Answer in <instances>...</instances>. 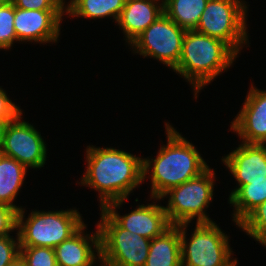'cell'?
Instances as JSON below:
<instances>
[{"label": "cell", "instance_id": "6da1fadb", "mask_svg": "<svg viewBox=\"0 0 266 266\" xmlns=\"http://www.w3.org/2000/svg\"><path fill=\"white\" fill-rule=\"evenodd\" d=\"M87 168L81 179L86 185L98 191L100 206L127 200L128 195L143 182V158L129 152L87 146Z\"/></svg>", "mask_w": 266, "mask_h": 266}, {"label": "cell", "instance_id": "7a4b0ae2", "mask_svg": "<svg viewBox=\"0 0 266 266\" xmlns=\"http://www.w3.org/2000/svg\"><path fill=\"white\" fill-rule=\"evenodd\" d=\"M165 126L167 144L160 147L156 158L143 159V181L151 173V199L161 198L169 189L198 177L209 168L192 143L170 124Z\"/></svg>", "mask_w": 266, "mask_h": 266}, {"label": "cell", "instance_id": "3957f363", "mask_svg": "<svg viewBox=\"0 0 266 266\" xmlns=\"http://www.w3.org/2000/svg\"><path fill=\"white\" fill-rule=\"evenodd\" d=\"M238 54L224 41L186 31L180 60L173 69L183 76L195 90L194 98L208 83L229 68Z\"/></svg>", "mask_w": 266, "mask_h": 266}, {"label": "cell", "instance_id": "277c9868", "mask_svg": "<svg viewBox=\"0 0 266 266\" xmlns=\"http://www.w3.org/2000/svg\"><path fill=\"white\" fill-rule=\"evenodd\" d=\"M77 211L76 209L48 212L35 210L26 219L22 208L17 212L16 226L20 246L55 248L85 224Z\"/></svg>", "mask_w": 266, "mask_h": 266}, {"label": "cell", "instance_id": "5b68a950", "mask_svg": "<svg viewBox=\"0 0 266 266\" xmlns=\"http://www.w3.org/2000/svg\"><path fill=\"white\" fill-rule=\"evenodd\" d=\"M188 225H179L182 266H237V259L231 258L229 237L216 223H196L189 241Z\"/></svg>", "mask_w": 266, "mask_h": 266}, {"label": "cell", "instance_id": "8992f818", "mask_svg": "<svg viewBox=\"0 0 266 266\" xmlns=\"http://www.w3.org/2000/svg\"><path fill=\"white\" fill-rule=\"evenodd\" d=\"M215 172L208 168L201 175L179 186L169 189L162 195L168 198V204L164 210L167 213L171 225L191 223L197 217V223L213 222L205 213L213 199Z\"/></svg>", "mask_w": 266, "mask_h": 266}, {"label": "cell", "instance_id": "52a82bcc", "mask_svg": "<svg viewBox=\"0 0 266 266\" xmlns=\"http://www.w3.org/2000/svg\"><path fill=\"white\" fill-rule=\"evenodd\" d=\"M243 0H209L195 31L227 43L237 54L247 44L246 12Z\"/></svg>", "mask_w": 266, "mask_h": 266}, {"label": "cell", "instance_id": "ba28073f", "mask_svg": "<svg viewBox=\"0 0 266 266\" xmlns=\"http://www.w3.org/2000/svg\"><path fill=\"white\" fill-rule=\"evenodd\" d=\"M100 218V260L112 266H144L151 240L121 228L103 209Z\"/></svg>", "mask_w": 266, "mask_h": 266}, {"label": "cell", "instance_id": "9c48e42d", "mask_svg": "<svg viewBox=\"0 0 266 266\" xmlns=\"http://www.w3.org/2000/svg\"><path fill=\"white\" fill-rule=\"evenodd\" d=\"M186 30L179 27L165 13L144 30L131 44L133 53L157 59L166 66H177Z\"/></svg>", "mask_w": 266, "mask_h": 266}, {"label": "cell", "instance_id": "30bf717a", "mask_svg": "<svg viewBox=\"0 0 266 266\" xmlns=\"http://www.w3.org/2000/svg\"><path fill=\"white\" fill-rule=\"evenodd\" d=\"M22 114L12 120L5 131L0 153L11 157L27 168H41L46 161V144L33 124L22 120Z\"/></svg>", "mask_w": 266, "mask_h": 266}, {"label": "cell", "instance_id": "8fae6325", "mask_svg": "<svg viewBox=\"0 0 266 266\" xmlns=\"http://www.w3.org/2000/svg\"><path fill=\"white\" fill-rule=\"evenodd\" d=\"M126 200H118L107 204L103 210L121 227L131 233L152 240L162 235L172 225L170 224L164 206L154 204L139 205L133 211L124 216L116 209Z\"/></svg>", "mask_w": 266, "mask_h": 266}, {"label": "cell", "instance_id": "7c38bea8", "mask_svg": "<svg viewBox=\"0 0 266 266\" xmlns=\"http://www.w3.org/2000/svg\"><path fill=\"white\" fill-rule=\"evenodd\" d=\"M65 10H26L15 7L14 29L18 41L57 42Z\"/></svg>", "mask_w": 266, "mask_h": 266}, {"label": "cell", "instance_id": "4fadbf2b", "mask_svg": "<svg viewBox=\"0 0 266 266\" xmlns=\"http://www.w3.org/2000/svg\"><path fill=\"white\" fill-rule=\"evenodd\" d=\"M244 105L231 122L242 143L266 144V91L250 87Z\"/></svg>", "mask_w": 266, "mask_h": 266}, {"label": "cell", "instance_id": "5bb4252c", "mask_svg": "<svg viewBox=\"0 0 266 266\" xmlns=\"http://www.w3.org/2000/svg\"><path fill=\"white\" fill-rule=\"evenodd\" d=\"M221 160L238 183V188L231 191L229 198L249 181L266 177V144L242 143Z\"/></svg>", "mask_w": 266, "mask_h": 266}, {"label": "cell", "instance_id": "9a60e30c", "mask_svg": "<svg viewBox=\"0 0 266 266\" xmlns=\"http://www.w3.org/2000/svg\"><path fill=\"white\" fill-rule=\"evenodd\" d=\"M84 224L69 239L62 241L54 248L58 266H95V262L100 260V232L85 234ZM94 248V250H93ZM96 250V251H95ZM97 252V255L96 253Z\"/></svg>", "mask_w": 266, "mask_h": 266}, {"label": "cell", "instance_id": "2e32d148", "mask_svg": "<svg viewBox=\"0 0 266 266\" xmlns=\"http://www.w3.org/2000/svg\"><path fill=\"white\" fill-rule=\"evenodd\" d=\"M126 0L117 22L130 45L144 30L164 14V0Z\"/></svg>", "mask_w": 266, "mask_h": 266}, {"label": "cell", "instance_id": "e0dca14e", "mask_svg": "<svg viewBox=\"0 0 266 266\" xmlns=\"http://www.w3.org/2000/svg\"><path fill=\"white\" fill-rule=\"evenodd\" d=\"M144 266H182L179 225H172L150 241Z\"/></svg>", "mask_w": 266, "mask_h": 266}, {"label": "cell", "instance_id": "ac0fdd59", "mask_svg": "<svg viewBox=\"0 0 266 266\" xmlns=\"http://www.w3.org/2000/svg\"><path fill=\"white\" fill-rule=\"evenodd\" d=\"M27 167L15 159L0 153V203L14 208L17 212L22 206L13 204L26 177Z\"/></svg>", "mask_w": 266, "mask_h": 266}, {"label": "cell", "instance_id": "d6986e66", "mask_svg": "<svg viewBox=\"0 0 266 266\" xmlns=\"http://www.w3.org/2000/svg\"><path fill=\"white\" fill-rule=\"evenodd\" d=\"M228 201L235 208L233 221L239 227L255 208L266 202V177L264 180L249 181V184L242 185Z\"/></svg>", "mask_w": 266, "mask_h": 266}, {"label": "cell", "instance_id": "ffe728a7", "mask_svg": "<svg viewBox=\"0 0 266 266\" xmlns=\"http://www.w3.org/2000/svg\"><path fill=\"white\" fill-rule=\"evenodd\" d=\"M125 2L126 0H70L65 6V13L72 17L87 19L110 16L117 22Z\"/></svg>", "mask_w": 266, "mask_h": 266}, {"label": "cell", "instance_id": "44dd1931", "mask_svg": "<svg viewBox=\"0 0 266 266\" xmlns=\"http://www.w3.org/2000/svg\"><path fill=\"white\" fill-rule=\"evenodd\" d=\"M209 0H164V13L186 31L195 30Z\"/></svg>", "mask_w": 266, "mask_h": 266}, {"label": "cell", "instance_id": "7402d4cb", "mask_svg": "<svg viewBox=\"0 0 266 266\" xmlns=\"http://www.w3.org/2000/svg\"><path fill=\"white\" fill-rule=\"evenodd\" d=\"M239 227L254 240L266 247V202L255 208Z\"/></svg>", "mask_w": 266, "mask_h": 266}, {"label": "cell", "instance_id": "603a6c76", "mask_svg": "<svg viewBox=\"0 0 266 266\" xmlns=\"http://www.w3.org/2000/svg\"><path fill=\"white\" fill-rule=\"evenodd\" d=\"M20 258L26 266H58L54 248L20 246Z\"/></svg>", "mask_w": 266, "mask_h": 266}, {"label": "cell", "instance_id": "cb8c5ba5", "mask_svg": "<svg viewBox=\"0 0 266 266\" xmlns=\"http://www.w3.org/2000/svg\"><path fill=\"white\" fill-rule=\"evenodd\" d=\"M15 6L9 2L0 5V49L7 50L18 41L14 29Z\"/></svg>", "mask_w": 266, "mask_h": 266}, {"label": "cell", "instance_id": "d4e9b609", "mask_svg": "<svg viewBox=\"0 0 266 266\" xmlns=\"http://www.w3.org/2000/svg\"><path fill=\"white\" fill-rule=\"evenodd\" d=\"M10 235L0 237V266H8L20 257V243Z\"/></svg>", "mask_w": 266, "mask_h": 266}, {"label": "cell", "instance_id": "484cf974", "mask_svg": "<svg viewBox=\"0 0 266 266\" xmlns=\"http://www.w3.org/2000/svg\"><path fill=\"white\" fill-rule=\"evenodd\" d=\"M11 3L26 10H65V0H11Z\"/></svg>", "mask_w": 266, "mask_h": 266}, {"label": "cell", "instance_id": "4316f807", "mask_svg": "<svg viewBox=\"0 0 266 266\" xmlns=\"http://www.w3.org/2000/svg\"><path fill=\"white\" fill-rule=\"evenodd\" d=\"M17 211L5 204L0 203V237L9 235L16 230Z\"/></svg>", "mask_w": 266, "mask_h": 266}, {"label": "cell", "instance_id": "83f0119b", "mask_svg": "<svg viewBox=\"0 0 266 266\" xmlns=\"http://www.w3.org/2000/svg\"><path fill=\"white\" fill-rule=\"evenodd\" d=\"M22 109L9 99L6 91L0 87V119H16Z\"/></svg>", "mask_w": 266, "mask_h": 266}, {"label": "cell", "instance_id": "f1b7e54d", "mask_svg": "<svg viewBox=\"0 0 266 266\" xmlns=\"http://www.w3.org/2000/svg\"><path fill=\"white\" fill-rule=\"evenodd\" d=\"M12 120L14 119H0V150L4 142L6 128Z\"/></svg>", "mask_w": 266, "mask_h": 266}, {"label": "cell", "instance_id": "f546056e", "mask_svg": "<svg viewBox=\"0 0 266 266\" xmlns=\"http://www.w3.org/2000/svg\"><path fill=\"white\" fill-rule=\"evenodd\" d=\"M8 266H26V265H25L24 261L19 257L12 264H10Z\"/></svg>", "mask_w": 266, "mask_h": 266}, {"label": "cell", "instance_id": "4dcf8cb0", "mask_svg": "<svg viewBox=\"0 0 266 266\" xmlns=\"http://www.w3.org/2000/svg\"><path fill=\"white\" fill-rule=\"evenodd\" d=\"M9 2H11V0H0V5H4Z\"/></svg>", "mask_w": 266, "mask_h": 266}, {"label": "cell", "instance_id": "1f68e13d", "mask_svg": "<svg viewBox=\"0 0 266 266\" xmlns=\"http://www.w3.org/2000/svg\"><path fill=\"white\" fill-rule=\"evenodd\" d=\"M100 266H112V265H109V264H107V263H105L104 261H102V260H100Z\"/></svg>", "mask_w": 266, "mask_h": 266}]
</instances>
